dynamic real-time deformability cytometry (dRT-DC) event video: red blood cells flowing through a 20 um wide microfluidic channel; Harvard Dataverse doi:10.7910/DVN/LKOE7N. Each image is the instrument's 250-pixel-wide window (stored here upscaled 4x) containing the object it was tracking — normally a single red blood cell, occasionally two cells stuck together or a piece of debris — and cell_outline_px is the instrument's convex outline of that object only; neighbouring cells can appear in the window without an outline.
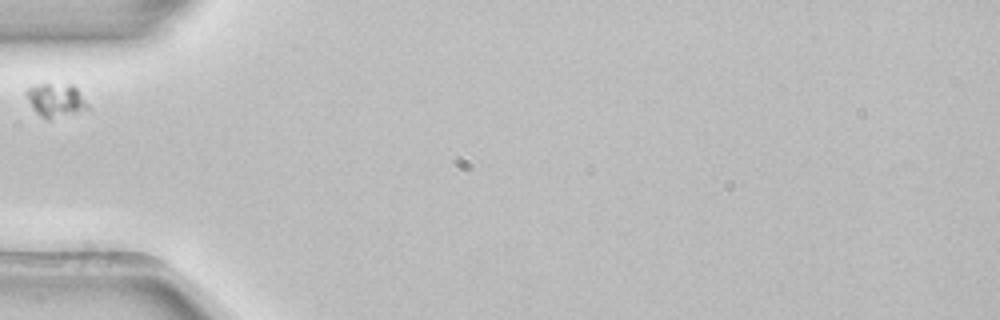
{"species": "common noctule bat (a hibernating species)", "species_latin": "Nyctalus noctula", "temperature_condition": "room temperature", "stored_images_in_passage": 1, "camera_frame_rate_fps": 3000, "um_per_image_px": 0.085, "animal": {"sex": "female", "body_mass_g": 22.7, "forearm_length_mm": 54.2}, "frame": {"image": 1, "passage_image": 1, "time_ms": 0.0, "image_size_px": [1000, 320], "cell_outline_px": [[88, 108], [76, 112], [48, 120], [40, 116], [32, 108], [24, 92], [32, 84], [72, 84], [76, 88], [88, 104]], "centroid_in_image_um": [4.69, 8.5], "position_along_channel_um": 80.3, "area_um2": 11.91}}